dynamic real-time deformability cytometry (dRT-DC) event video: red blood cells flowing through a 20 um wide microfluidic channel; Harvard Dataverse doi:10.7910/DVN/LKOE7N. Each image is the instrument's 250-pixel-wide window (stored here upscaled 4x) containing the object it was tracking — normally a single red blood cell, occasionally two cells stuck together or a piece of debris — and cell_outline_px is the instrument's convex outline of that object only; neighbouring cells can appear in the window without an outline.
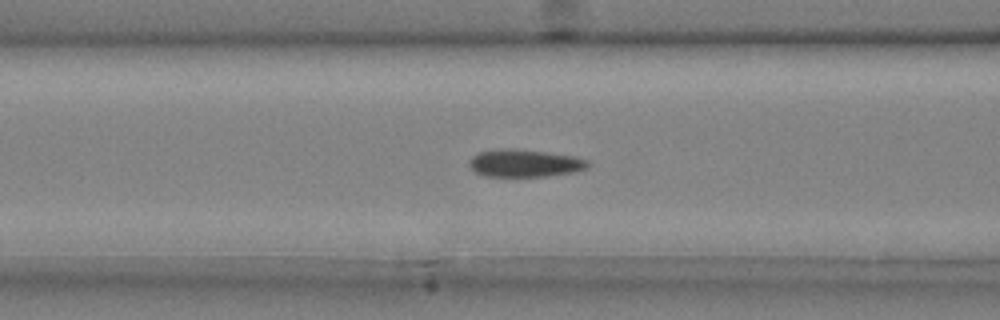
{"species": "common noctule bat (a hibernating species)", "species_latin": "Nyctalus noctula", "temperature_condition": "cold", "stored_images_in_passage": 36, "camera_frame_rate_fps": 3000, "um_per_image_px": 0.085, "animal": {"sex": "male", "body_mass_g": 20.4}, "frame": {"image": 1, "passage_image": 8, "time_ms": 2.333, "image_size_px": [1000, 320], "cell_outline_px": [[592, 164], [588, 168], [576, 172], [544, 176], [484, 176], [476, 172], [468, 164], [468, 160], [476, 152], [500, 148], [516, 148], [576, 156], [588, 160]], "centroid_in_image_um": [44.61, 13.85], "position_along_channel_um": 122.0, "area_um2": 19.42}}
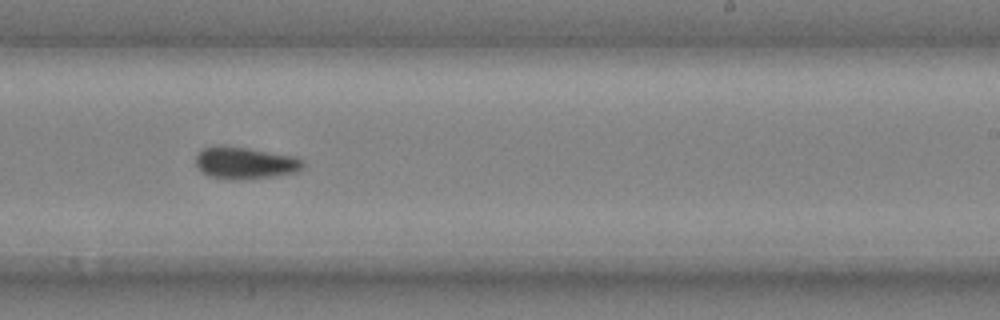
{"frame": {"image": 2, "passage_image": 19, "time_ms": 6.0, "image_size_px": [1000, 320], "cell_outline_px": [[304, 168], [300, 172], [272, 176], [236, 180], [232, 180], [208, 176], [200, 172], [196, 164], [196, 156], [204, 148], [216, 144], [224, 144], [248, 148], [292, 156], [304, 160]], "centroid_in_image_um": [20.81, 13.84], "position_along_channel_um": 268.2, "area_um2": 20.29}}
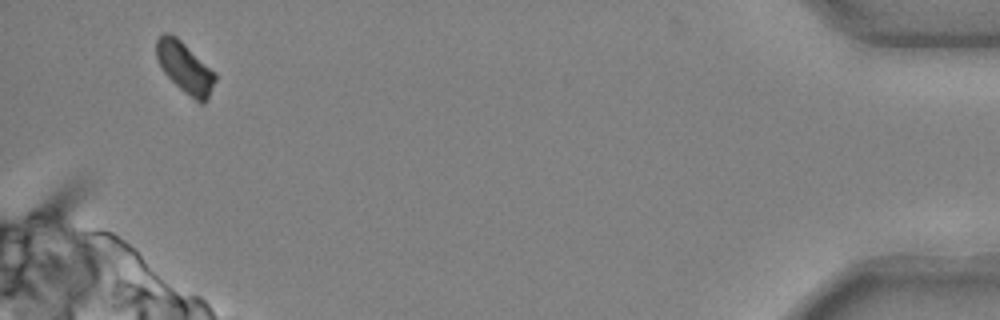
{"frame": {"image": 3, "passage_image": 35, "time_ms": 11.333, "image_size_px": [1000, 320], "cell_outline_px": [[216, 80], [208, 100], [204, 104], [200, 104], [184, 92], [164, 72], [156, 60], [156, 40], [164, 32], [168, 32], [176, 36], [216, 72]], "centroid_in_image_um": [15.74, 5.75], "position_along_channel_um": 419.5, "area_um2": 17.57}, "authors_computed_cell_mechanics": {"area_um2": 19.1029, "velocity_mm_per_s": 3.9973, "shape_relaxation_time_tau1_ms": 6.7017, "shape_relaxation_time_tau2_ms": null, "deformation_change_tau1": 0.1725, "deformation_change_tau2": null}}